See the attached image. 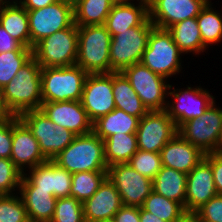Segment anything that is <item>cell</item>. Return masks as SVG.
Wrapping results in <instances>:
<instances>
[{
	"label": "cell",
	"instance_id": "cell-1",
	"mask_svg": "<svg viewBox=\"0 0 222 222\" xmlns=\"http://www.w3.org/2000/svg\"><path fill=\"white\" fill-rule=\"evenodd\" d=\"M41 69L32 56L17 75L2 88L4 102L13 116L40 109L43 103Z\"/></svg>",
	"mask_w": 222,
	"mask_h": 222
},
{
	"label": "cell",
	"instance_id": "cell-2",
	"mask_svg": "<svg viewBox=\"0 0 222 222\" xmlns=\"http://www.w3.org/2000/svg\"><path fill=\"white\" fill-rule=\"evenodd\" d=\"M111 38L104 24L78 26L76 65L88 74L110 73Z\"/></svg>",
	"mask_w": 222,
	"mask_h": 222
},
{
	"label": "cell",
	"instance_id": "cell-3",
	"mask_svg": "<svg viewBox=\"0 0 222 222\" xmlns=\"http://www.w3.org/2000/svg\"><path fill=\"white\" fill-rule=\"evenodd\" d=\"M53 161L72 174L108 169L105 162L104 141L94 132L76 136Z\"/></svg>",
	"mask_w": 222,
	"mask_h": 222
},
{
	"label": "cell",
	"instance_id": "cell-4",
	"mask_svg": "<svg viewBox=\"0 0 222 222\" xmlns=\"http://www.w3.org/2000/svg\"><path fill=\"white\" fill-rule=\"evenodd\" d=\"M87 76L78 65L42 68L43 102L80 101Z\"/></svg>",
	"mask_w": 222,
	"mask_h": 222
},
{
	"label": "cell",
	"instance_id": "cell-5",
	"mask_svg": "<svg viewBox=\"0 0 222 222\" xmlns=\"http://www.w3.org/2000/svg\"><path fill=\"white\" fill-rule=\"evenodd\" d=\"M78 49V26L59 30L37 42L32 56L41 68L68 67L76 65Z\"/></svg>",
	"mask_w": 222,
	"mask_h": 222
},
{
	"label": "cell",
	"instance_id": "cell-6",
	"mask_svg": "<svg viewBox=\"0 0 222 222\" xmlns=\"http://www.w3.org/2000/svg\"><path fill=\"white\" fill-rule=\"evenodd\" d=\"M182 54L167 29L153 26L140 62L152 72L169 80V77L183 69Z\"/></svg>",
	"mask_w": 222,
	"mask_h": 222
},
{
	"label": "cell",
	"instance_id": "cell-7",
	"mask_svg": "<svg viewBox=\"0 0 222 222\" xmlns=\"http://www.w3.org/2000/svg\"><path fill=\"white\" fill-rule=\"evenodd\" d=\"M18 118L29 128L47 160H54L77 135L55 125L40 109L22 113Z\"/></svg>",
	"mask_w": 222,
	"mask_h": 222
},
{
	"label": "cell",
	"instance_id": "cell-8",
	"mask_svg": "<svg viewBox=\"0 0 222 222\" xmlns=\"http://www.w3.org/2000/svg\"><path fill=\"white\" fill-rule=\"evenodd\" d=\"M154 25L148 19L143 25L132 27L111 38L110 73L122 72L141 61Z\"/></svg>",
	"mask_w": 222,
	"mask_h": 222
},
{
	"label": "cell",
	"instance_id": "cell-9",
	"mask_svg": "<svg viewBox=\"0 0 222 222\" xmlns=\"http://www.w3.org/2000/svg\"><path fill=\"white\" fill-rule=\"evenodd\" d=\"M122 73L130 81L148 111L166 109L170 86L168 79L152 72L141 62L126 67Z\"/></svg>",
	"mask_w": 222,
	"mask_h": 222
},
{
	"label": "cell",
	"instance_id": "cell-10",
	"mask_svg": "<svg viewBox=\"0 0 222 222\" xmlns=\"http://www.w3.org/2000/svg\"><path fill=\"white\" fill-rule=\"evenodd\" d=\"M178 133L205 154L216 152L222 136V108L214 102L201 117L183 123Z\"/></svg>",
	"mask_w": 222,
	"mask_h": 222
},
{
	"label": "cell",
	"instance_id": "cell-11",
	"mask_svg": "<svg viewBox=\"0 0 222 222\" xmlns=\"http://www.w3.org/2000/svg\"><path fill=\"white\" fill-rule=\"evenodd\" d=\"M31 49L41 39L69 28L74 23L73 2L58 0L54 4L27 10Z\"/></svg>",
	"mask_w": 222,
	"mask_h": 222
},
{
	"label": "cell",
	"instance_id": "cell-12",
	"mask_svg": "<svg viewBox=\"0 0 222 222\" xmlns=\"http://www.w3.org/2000/svg\"><path fill=\"white\" fill-rule=\"evenodd\" d=\"M169 96L174 101L168 99L165 111L175 122L177 128L188 120L201 117L216 101L210 91L201 86H196V88L187 86L182 90L172 88L170 85L168 98H170Z\"/></svg>",
	"mask_w": 222,
	"mask_h": 222
},
{
	"label": "cell",
	"instance_id": "cell-13",
	"mask_svg": "<svg viewBox=\"0 0 222 222\" xmlns=\"http://www.w3.org/2000/svg\"><path fill=\"white\" fill-rule=\"evenodd\" d=\"M107 177L119 192L123 206L141 207L152 189V180L134 170L129 163L108 167Z\"/></svg>",
	"mask_w": 222,
	"mask_h": 222
},
{
	"label": "cell",
	"instance_id": "cell-14",
	"mask_svg": "<svg viewBox=\"0 0 222 222\" xmlns=\"http://www.w3.org/2000/svg\"><path fill=\"white\" fill-rule=\"evenodd\" d=\"M80 102L92 122L114 110L113 72L88 74Z\"/></svg>",
	"mask_w": 222,
	"mask_h": 222
},
{
	"label": "cell",
	"instance_id": "cell-15",
	"mask_svg": "<svg viewBox=\"0 0 222 222\" xmlns=\"http://www.w3.org/2000/svg\"><path fill=\"white\" fill-rule=\"evenodd\" d=\"M176 134L178 128L165 110L149 111L140 119L136 131L138 149L160 153Z\"/></svg>",
	"mask_w": 222,
	"mask_h": 222
},
{
	"label": "cell",
	"instance_id": "cell-16",
	"mask_svg": "<svg viewBox=\"0 0 222 222\" xmlns=\"http://www.w3.org/2000/svg\"><path fill=\"white\" fill-rule=\"evenodd\" d=\"M24 173L19 187H37L56 198L70 197L72 173L61 168L53 160L38 164Z\"/></svg>",
	"mask_w": 222,
	"mask_h": 222
},
{
	"label": "cell",
	"instance_id": "cell-17",
	"mask_svg": "<svg viewBox=\"0 0 222 222\" xmlns=\"http://www.w3.org/2000/svg\"><path fill=\"white\" fill-rule=\"evenodd\" d=\"M210 0H151L148 11L151 23L167 29L185 19L197 17Z\"/></svg>",
	"mask_w": 222,
	"mask_h": 222
},
{
	"label": "cell",
	"instance_id": "cell-18",
	"mask_svg": "<svg viewBox=\"0 0 222 222\" xmlns=\"http://www.w3.org/2000/svg\"><path fill=\"white\" fill-rule=\"evenodd\" d=\"M40 110L55 125L70 130L77 136L93 132V122L80 101L43 102Z\"/></svg>",
	"mask_w": 222,
	"mask_h": 222
},
{
	"label": "cell",
	"instance_id": "cell-19",
	"mask_svg": "<svg viewBox=\"0 0 222 222\" xmlns=\"http://www.w3.org/2000/svg\"><path fill=\"white\" fill-rule=\"evenodd\" d=\"M10 159L23 174L38 164L47 161L40 151L38 141L18 116L13 117V137Z\"/></svg>",
	"mask_w": 222,
	"mask_h": 222
},
{
	"label": "cell",
	"instance_id": "cell-20",
	"mask_svg": "<svg viewBox=\"0 0 222 222\" xmlns=\"http://www.w3.org/2000/svg\"><path fill=\"white\" fill-rule=\"evenodd\" d=\"M210 162L203 158L187 174L185 211L196 212L211 198L217 196Z\"/></svg>",
	"mask_w": 222,
	"mask_h": 222
},
{
	"label": "cell",
	"instance_id": "cell-21",
	"mask_svg": "<svg viewBox=\"0 0 222 222\" xmlns=\"http://www.w3.org/2000/svg\"><path fill=\"white\" fill-rule=\"evenodd\" d=\"M160 155L162 166L185 174H188L205 158V153L199 147L192 145L179 133L166 143Z\"/></svg>",
	"mask_w": 222,
	"mask_h": 222
},
{
	"label": "cell",
	"instance_id": "cell-22",
	"mask_svg": "<svg viewBox=\"0 0 222 222\" xmlns=\"http://www.w3.org/2000/svg\"><path fill=\"white\" fill-rule=\"evenodd\" d=\"M122 206L119 192L107 177L93 196L83 203L84 220L98 222L112 219Z\"/></svg>",
	"mask_w": 222,
	"mask_h": 222
},
{
	"label": "cell",
	"instance_id": "cell-23",
	"mask_svg": "<svg viewBox=\"0 0 222 222\" xmlns=\"http://www.w3.org/2000/svg\"><path fill=\"white\" fill-rule=\"evenodd\" d=\"M148 19V5L118 0L111 8L104 25L113 37L127 29L143 25Z\"/></svg>",
	"mask_w": 222,
	"mask_h": 222
},
{
	"label": "cell",
	"instance_id": "cell-24",
	"mask_svg": "<svg viewBox=\"0 0 222 222\" xmlns=\"http://www.w3.org/2000/svg\"><path fill=\"white\" fill-rule=\"evenodd\" d=\"M30 222H51L57 198L37 187H19V192Z\"/></svg>",
	"mask_w": 222,
	"mask_h": 222
},
{
	"label": "cell",
	"instance_id": "cell-25",
	"mask_svg": "<svg viewBox=\"0 0 222 222\" xmlns=\"http://www.w3.org/2000/svg\"><path fill=\"white\" fill-rule=\"evenodd\" d=\"M0 25L24 47L31 48L28 13L20 3L0 4Z\"/></svg>",
	"mask_w": 222,
	"mask_h": 222
},
{
	"label": "cell",
	"instance_id": "cell-26",
	"mask_svg": "<svg viewBox=\"0 0 222 222\" xmlns=\"http://www.w3.org/2000/svg\"><path fill=\"white\" fill-rule=\"evenodd\" d=\"M140 118L115 108L93 122V132L105 140L114 134H136Z\"/></svg>",
	"mask_w": 222,
	"mask_h": 222
},
{
	"label": "cell",
	"instance_id": "cell-27",
	"mask_svg": "<svg viewBox=\"0 0 222 222\" xmlns=\"http://www.w3.org/2000/svg\"><path fill=\"white\" fill-rule=\"evenodd\" d=\"M187 174L162 166L152 180V189L185 207Z\"/></svg>",
	"mask_w": 222,
	"mask_h": 222
},
{
	"label": "cell",
	"instance_id": "cell-28",
	"mask_svg": "<svg viewBox=\"0 0 222 222\" xmlns=\"http://www.w3.org/2000/svg\"><path fill=\"white\" fill-rule=\"evenodd\" d=\"M113 95L116 108L142 118L149 111L122 72H113Z\"/></svg>",
	"mask_w": 222,
	"mask_h": 222
},
{
	"label": "cell",
	"instance_id": "cell-29",
	"mask_svg": "<svg viewBox=\"0 0 222 222\" xmlns=\"http://www.w3.org/2000/svg\"><path fill=\"white\" fill-rule=\"evenodd\" d=\"M167 30L183 54L192 52V54L198 55L206 51L207 48L203 45L196 17L178 22Z\"/></svg>",
	"mask_w": 222,
	"mask_h": 222
},
{
	"label": "cell",
	"instance_id": "cell-30",
	"mask_svg": "<svg viewBox=\"0 0 222 222\" xmlns=\"http://www.w3.org/2000/svg\"><path fill=\"white\" fill-rule=\"evenodd\" d=\"M118 0H75L74 23L77 26L103 25Z\"/></svg>",
	"mask_w": 222,
	"mask_h": 222
},
{
	"label": "cell",
	"instance_id": "cell-31",
	"mask_svg": "<svg viewBox=\"0 0 222 222\" xmlns=\"http://www.w3.org/2000/svg\"><path fill=\"white\" fill-rule=\"evenodd\" d=\"M104 141L105 162L107 166L128 163L137 152L136 134H114Z\"/></svg>",
	"mask_w": 222,
	"mask_h": 222
},
{
	"label": "cell",
	"instance_id": "cell-32",
	"mask_svg": "<svg viewBox=\"0 0 222 222\" xmlns=\"http://www.w3.org/2000/svg\"><path fill=\"white\" fill-rule=\"evenodd\" d=\"M197 18L203 45L206 48L222 40V14L214 10L211 1L201 9ZM211 44V45H209Z\"/></svg>",
	"mask_w": 222,
	"mask_h": 222
},
{
	"label": "cell",
	"instance_id": "cell-33",
	"mask_svg": "<svg viewBox=\"0 0 222 222\" xmlns=\"http://www.w3.org/2000/svg\"><path fill=\"white\" fill-rule=\"evenodd\" d=\"M107 178V171H86L72 174L71 191L72 197L84 203L99 189Z\"/></svg>",
	"mask_w": 222,
	"mask_h": 222
},
{
	"label": "cell",
	"instance_id": "cell-34",
	"mask_svg": "<svg viewBox=\"0 0 222 222\" xmlns=\"http://www.w3.org/2000/svg\"><path fill=\"white\" fill-rule=\"evenodd\" d=\"M141 207L165 222H175L185 212L180 203L169 200L154 190L150 192Z\"/></svg>",
	"mask_w": 222,
	"mask_h": 222
},
{
	"label": "cell",
	"instance_id": "cell-35",
	"mask_svg": "<svg viewBox=\"0 0 222 222\" xmlns=\"http://www.w3.org/2000/svg\"><path fill=\"white\" fill-rule=\"evenodd\" d=\"M32 57V49H17L0 53V88L5 87L21 67Z\"/></svg>",
	"mask_w": 222,
	"mask_h": 222
},
{
	"label": "cell",
	"instance_id": "cell-36",
	"mask_svg": "<svg viewBox=\"0 0 222 222\" xmlns=\"http://www.w3.org/2000/svg\"><path fill=\"white\" fill-rule=\"evenodd\" d=\"M51 222H85L83 203L72 196L57 198Z\"/></svg>",
	"mask_w": 222,
	"mask_h": 222
},
{
	"label": "cell",
	"instance_id": "cell-37",
	"mask_svg": "<svg viewBox=\"0 0 222 222\" xmlns=\"http://www.w3.org/2000/svg\"><path fill=\"white\" fill-rule=\"evenodd\" d=\"M17 193L0 195V222H30L24 203Z\"/></svg>",
	"mask_w": 222,
	"mask_h": 222
},
{
	"label": "cell",
	"instance_id": "cell-38",
	"mask_svg": "<svg viewBox=\"0 0 222 222\" xmlns=\"http://www.w3.org/2000/svg\"><path fill=\"white\" fill-rule=\"evenodd\" d=\"M130 166L141 175L151 180L157 175L162 168L160 153L137 150L128 162Z\"/></svg>",
	"mask_w": 222,
	"mask_h": 222
},
{
	"label": "cell",
	"instance_id": "cell-39",
	"mask_svg": "<svg viewBox=\"0 0 222 222\" xmlns=\"http://www.w3.org/2000/svg\"><path fill=\"white\" fill-rule=\"evenodd\" d=\"M22 175L11 159L0 157V195L15 194L16 190L19 191Z\"/></svg>",
	"mask_w": 222,
	"mask_h": 222
},
{
	"label": "cell",
	"instance_id": "cell-40",
	"mask_svg": "<svg viewBox=\"0 0 222 222\" xmlns=\"http://www.w3.org/2000/svg\"><path fill=\"white\" fill-rule=\"evenodd\" d=\"M202 222H222V196L217 195L197 211Z\"/></svg>",
	"mask_w": 222,
	"mask_h": 222
},
{
	"label": "cell",
	"instance_id": "cell-41",
	"mask_svg": "<svg viewBox=\"0 0 222 222\" xmlns=\"http://www.w3.org/2000/svg\"><path fill=\"white\" fill-rule=\"evenodd\" d=\"M13 137V117L7 121L0 122V157L11 158Z\"/></svg>",
	"mask_w": 222,
	"mask_h": 222
},
{
	"label": "cell",
	"instance_id": "cell-42",
	"mask_svg": "<svg viewBox=\"0 0 222 222\" xmlns=\"http://www.w3.org/2000/svg\"><path fill=\"white\" fill-rule=\"evenodd\" d=\"M205 158L211 164L217 194L222 196V154L217 152L206 153Z\"/></svg>",
	"mask_w": 222,
	"mask_h": 222
},
{
	"label": "cell",
	"instance_id": "cell-43",
	"mask_svg": "<svg viewBox=\"0 0 222 222\" xmlns=\"http://www.w3.org/2000/svg\"><path fill=\"white\" fill-rule=\"evenodd\" d=\"M17 49L31 48L24 47L18 40L8 33L2 25H0V53L16 51Z\"/></svg>",
	"mask_w": 222,
	"mask_h": 222
},
{
	"label": "cell",
	"instance_id": "cell-44",
	"mask_svg": "<svg viewBox=\"0 0 222 222\" xmlns=\"http://www.w3.org/2000/svg\"><path fill=\"white\" fill-rule=\"evenodd\" d=\"M114 219L116 222H140V207L122 206Z\"/></svg>",
	"mask_w": 222,
	"mask_h": 222
},
{
	"label": "cell",
	"instance_id": "cell-45",
	"mask_svg": "<svg viewBox=\"0 0 222 222\" xmlns=\"http://www.w3.org/2000/svg\"><path fill=\"white\" fill-rule=\"evenodd\" d=\"M58 0H21L20 4L26 10H35L54 4Z\"/></svg>",
	"mask_w": 222,
	"mask_h": 222
},
{
	"label": "cell",
	"instance_id": "cell-46",
	"mask_svg": "<svg viewBox=\"0 0 222 222\" xmlns=\"http://www.w3.org/2000/svg\"><path fill=\"white\" fill-rule=\"evenodd\" d=\"M13 114L10 112V110L7 108L4 99H3V92L0 88V122L7 121L11 119Z\"/></svg>",
	"mask_w": 222,
	"mask_h": 222
},
{
	"label": "cell",
	"instance_id": "cell-47",
	"mask_svg": "<svg viewBox=\"0 0 222 222\" xmlns=\"http://www.w3.org/2000/svg\"><path fill=\"white\" fill-rule=\"evenodd\" d=\"M175 222H202L197 212L185 211Z\"/></svg>",
	"mask_w": 222,
	"mask_h": 222
},
{
	"label": "cell",
	"instance_id": "cell-48",
	"mask_svg": "<svg viewBox=\"0 0 222 222\" xmlns=\"http://www.w3.org/2000/svg\"><path fill=\"white\" fill-rule=\"evenodd\" d=\"M140 222H165V221L153 215V213L145 211L142 207H140Z\"/></svg>",
	"mask_w": 222,
	"mask_h": 222
},
{
	"label": "cell",
	"instance_id": "cell-49",
	"mask_svg": "<svg viewBox=\"0 0 222 222\" xmlns=\"http://www.w3.org/2000/svg\"><path fill=\"white\" fill-rule=\"evenodd\" d=\"M21 0H0V4L20 3Z\"/></svg>",
	"mask_w": 222,
	"mask_h": 222
},
{
	"label": "cell",
	"instance_id": "cell-50",
	"mask_svg": "<svg viewBox=\"0 0 222 222\" xmlns=\"http://www.w3.org/2000/svg\"><path fill=\"white\" fill-rule=\"evenodd\" d=\"M131 1H135V0H124V2H131ZM139 3H143L145 5H148L150 4V0H137Z\"/></svg>",
	"mask_w": 222,
	"mask_h": 222
},
{
	"label": "cell",
	"instance_id": "cell-51",
	"mask_svg": "<svg viewBox=\"0 0 222 222\" xmlns=\"http://www.w3.org/2000/svg\"><path fill=\"white\" fill-rule=\"evenodd\" d=\"M216 152L222 154V136Z\"/></svg>",
	"mask_w": 222,
	"mask_h": 222
},
{
	"label": "cell",
	"instance_id": "cell-52",
	"mask_svg": "<svg viewBox=\"0 0 222 222\" xmlns=\"http://www.w3.org/2000/svg\"><path fill=\"white\" fill-rule=\"evenodd\" d=\"M98 222H116L114 218L112 219H106V220H102V221H98Z\"/></svg>",
	"mask_w": 222,
	"mask_h": 222
}]
</instances>
